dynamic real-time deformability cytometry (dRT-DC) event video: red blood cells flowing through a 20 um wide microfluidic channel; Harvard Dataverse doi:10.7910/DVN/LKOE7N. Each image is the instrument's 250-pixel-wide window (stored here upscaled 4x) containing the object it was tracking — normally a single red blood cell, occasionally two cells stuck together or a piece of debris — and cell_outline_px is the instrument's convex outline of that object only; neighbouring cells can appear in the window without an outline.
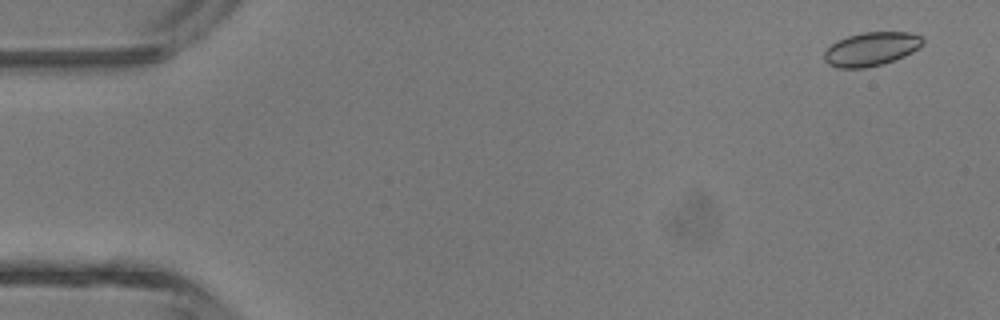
{"species": "common noctule bat (a hibernating species)", "species_latin": "Nyctalus noctula", "temperature_condition": "room temperature", "stored_images_in_passage": 5, "camera_frame_rate_fps": 3000, "um_per_image_px": 0.085, "animal": {"sex": "male", "body_mass_g": 13.3}, "frame": {"image": 1, "passage_image": 1, "time_ms": 0.0, "image_size_px": [1000, 320], "cell_outline_px": [[924, 44], [920, 48], [904, 56], [884, 64], [864, 68], [836, 68], [828, 64], [824, 60], [824, 52], [836, 40], [860, 32], [908, 32], [924, 36]], "centroid_in_image_um": [74.07, 4.16], "position_along_channel_um": 10.9, "area_um2": 19.65}}
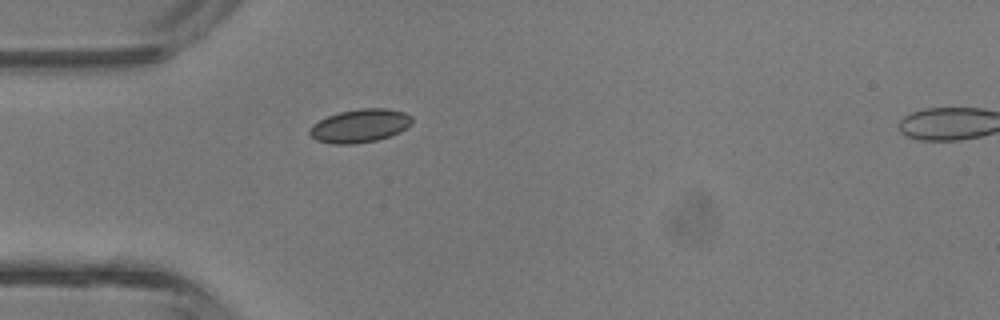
{"frame": {"image": 2, "passage_image": 4, "time_ms": 3.667, "image_size_px": [1000, 320], "cell_outline_px": [[412, 124], [400, 132], [376, 140], [356, 144], [332, 144], [316, 140], [308, 132], [308, 128], [312, 124], [328, 116], [340, 112], [360, 108], [388, 108], [404, 112], [412, 116]], "centroid_in_image_um": [30.59, 10.69], "position_along_channel_um": 54.4, "area_um2": 20.0}}